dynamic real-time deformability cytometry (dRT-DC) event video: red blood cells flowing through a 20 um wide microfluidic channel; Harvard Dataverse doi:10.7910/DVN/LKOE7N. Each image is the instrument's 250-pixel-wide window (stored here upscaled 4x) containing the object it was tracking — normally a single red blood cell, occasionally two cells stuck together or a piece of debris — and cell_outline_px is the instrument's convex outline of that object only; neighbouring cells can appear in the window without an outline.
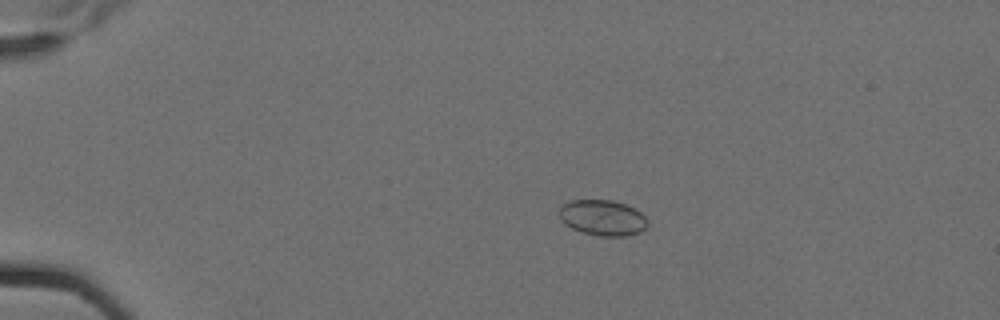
{"species": "Egyptian fruit bat (a non-hibernating species)", "species_latin": "Rousettus aegyptiacus", "temperature_condition": "cold", "stored_images_in_passage": 5, "camera_frame_rate_fps": 3000, "um_per_image_px": 0.085, "animal": {"sex": "female"}, "frame": {"image": 1, "passage_image": 4, "time_ms": 1.0, "image_size_px": [1000, 320], "cell_outline_px": [[648, 224], [640, 232], [628, 236], [596, 236], [580, 232], [564, 224], [560, 220], [560, 208], [568, 200], [612, 200], [636, 208], [648, 220]], "centroid_in_image_um": [51.22, 18.52], "position_along_channel_um": 33.8, "area_um2": 18.55}}